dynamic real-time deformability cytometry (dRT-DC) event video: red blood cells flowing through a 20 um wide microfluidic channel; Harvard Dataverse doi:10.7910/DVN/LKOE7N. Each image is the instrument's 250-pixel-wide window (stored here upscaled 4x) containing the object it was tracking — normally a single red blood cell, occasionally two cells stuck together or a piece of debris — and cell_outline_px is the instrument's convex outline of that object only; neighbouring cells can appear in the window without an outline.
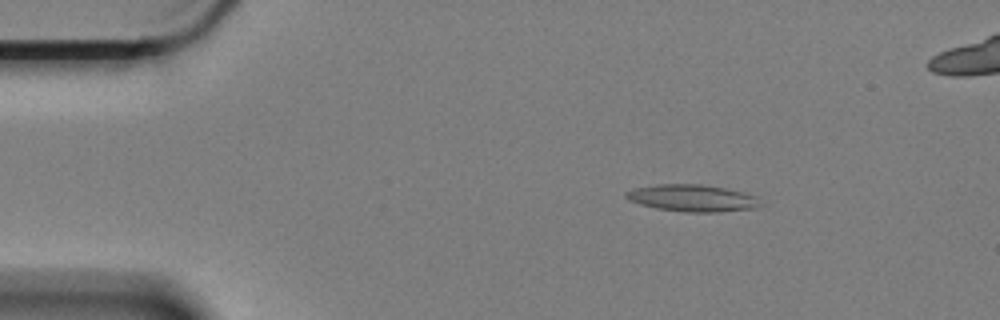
{"species": "Egyptian fruit bat (a non-hibernating species)", "species_latin": "Rousettus aegyptiacus", "temperature_condition": "cold", "stored_images_in_passage": 23, "camera_frame_rate_fps": 3000, "um_per_image_px": 0.085, "animal": {"sex": "female"}, "frame": {"image": 1, "passage_image": 5, "time_ms": 1.333, "image_size_px": [1000, 320], "cell_outline_px": [[764, 204], [752, 208], [716, 212], [684, 212], [656, 208], [640, 204], [628, 200], [624, 196], [624, 192], [636, 188], [660, 184], [700, 184], [724, 188], [756, 196]], "centroid_in_image_um": [58.82, 16.84], "position_along_channel_um": 26.2, "area_um2": 20.92}}
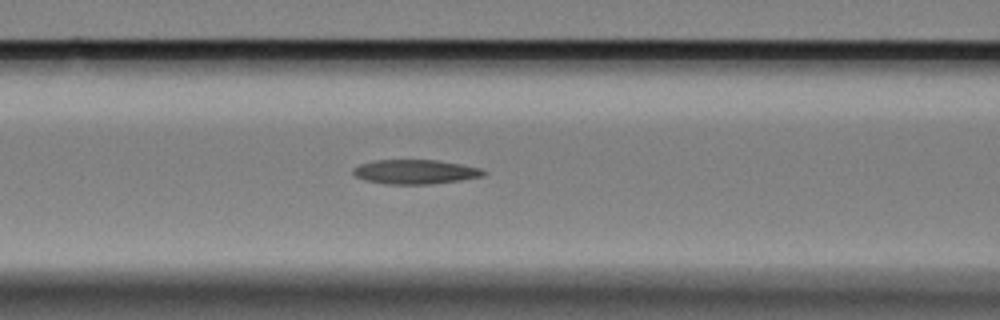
{"frame": {"image": 2, "passage_image": 20, "time_ms": 6.333, "image_size_px": [1000, 320], "cell_outline_px": [[488, 172], [484, 176], [460, 180], [432, 184], [384, 184], [364, 180], [356, 176], [352, 172], [352, 168], [360, 164], [372, 160], [436, 160], [460, 164], [480, 168]], "centroid_in_image_um": [35.27, 14.6], "position_along_channel_um": 131.3, "area_um2": 18.61}}
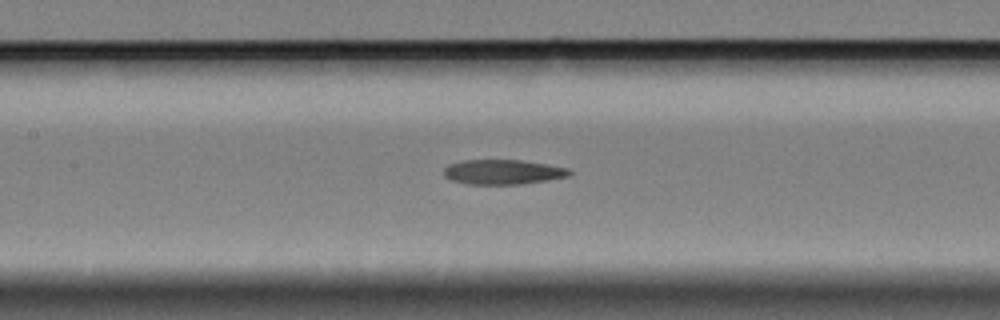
{"frame": {"image": 3, "passage_image": 23, "time_ms": 7.333, "image_size_px": [1000, 320], "cell_outline_px": [[572, 172], [568, 176], [548, 180], [520, 184], [468, 184], [452, 180], [444, 176], [444, 168], [448, 164], [464, 160], [520, 160], [568, 168]], "centroid_in_image_um": [42.72, 14.62], "position_along_channel_um": 164.7, "area_um2": 17.98}}